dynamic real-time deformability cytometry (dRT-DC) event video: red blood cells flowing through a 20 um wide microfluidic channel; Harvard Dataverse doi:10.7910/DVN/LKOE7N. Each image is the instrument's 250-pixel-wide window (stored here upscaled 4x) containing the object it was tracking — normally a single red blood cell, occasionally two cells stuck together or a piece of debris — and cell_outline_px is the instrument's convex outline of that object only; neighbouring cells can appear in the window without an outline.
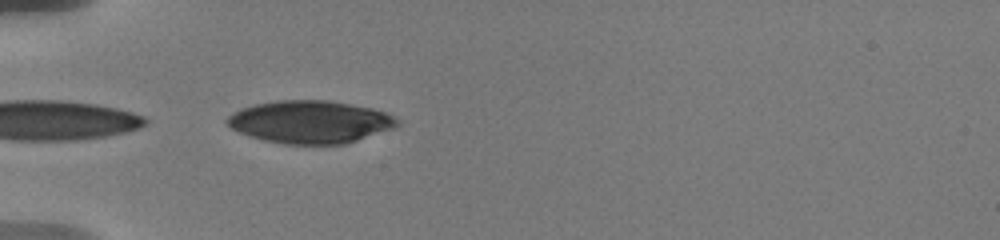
{"species": "human", "species_latin": "Homo sapiens", "temperature_condition": "warm", "stored_images_in_passage": 2, "camera_frame_rate_fps": 3000, "um_per_image_px": 0.085, "donor": {"sex": "male"}, "frame": {"image": 1, "passage_image": 1, "time_ms": 0.0, "image_size_px": [1000, 240], "cell_outline_px": [[400, 124], [392, 128], [344, 144], [284, 144], [264, 140], [240, 132], [232, 128], [224, 120], [228, 116], [240, 108], [252, 104], [276, 100], [328, 100], [372, 108], [384, 112], [392, 116]], "centroid_in_image_um": [26.31, 10.35], "position_along_channel_um": 58.7, "area_um2": 41.96}}